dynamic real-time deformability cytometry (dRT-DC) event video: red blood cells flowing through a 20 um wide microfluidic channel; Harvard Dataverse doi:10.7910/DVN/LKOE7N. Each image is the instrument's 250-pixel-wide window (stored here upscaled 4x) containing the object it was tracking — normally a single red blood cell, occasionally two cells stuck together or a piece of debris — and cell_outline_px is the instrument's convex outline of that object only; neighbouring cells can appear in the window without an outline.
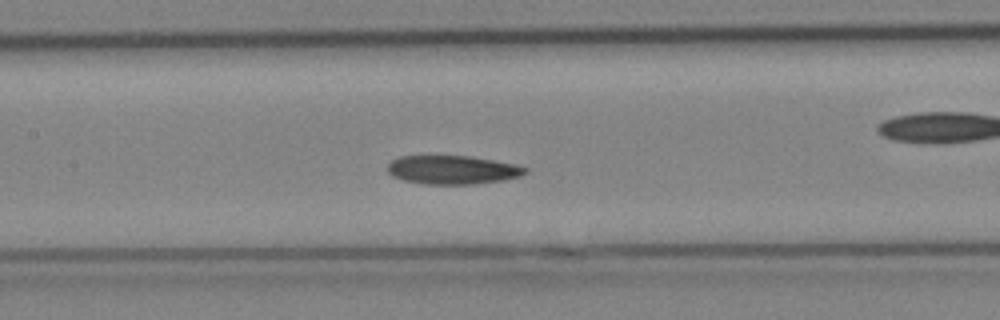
{"species": "Egyptian fruit bat (a non-hibernating species)", "species_latin": "Rousettus aegyptiacus", "temperature_condition": "cold", "stored_images_in_passage": 33, "camera_frame_rate_fps": 3000, "um_per_image_px": 0.085, "animal": {"sex": "female"}, "frame": {"image": 1, "passage_image": 15, "time_ms": 4.667, "image_size_px": [1000, 320], "cell_outline_px": [[528, 172], [520, 176], [504, 180], [472, 184], [424, 184], [404, 180], [392, 176], [388, 172], [388, 164], [392, 160], [400, 156], [472, 156], [516, 164], [528, 168]], "centroid_in_image_um": [38.49, 14.43], "position_along_channel_um": 168.9, "area_um2": 23.06}}